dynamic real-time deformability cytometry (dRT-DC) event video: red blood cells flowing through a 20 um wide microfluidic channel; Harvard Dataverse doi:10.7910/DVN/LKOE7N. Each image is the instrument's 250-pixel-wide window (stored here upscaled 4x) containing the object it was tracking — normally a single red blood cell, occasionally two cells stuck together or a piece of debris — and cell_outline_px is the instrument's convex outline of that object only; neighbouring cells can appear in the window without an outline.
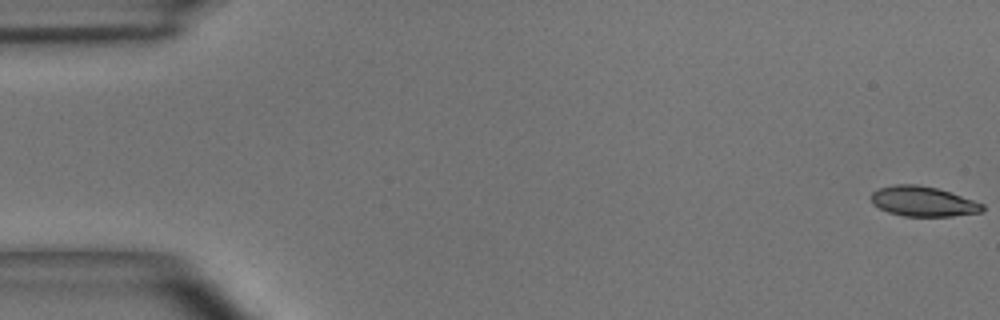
{"species": "common noctule bat (a hibernating species)", "species_latin": "Nyctalus noctula", "temperature_condition": "room temperature", "stored_images_in_passage": 5, "camera_frame_rate_fps": 3000, "um_per_image_px": 0.085, "animal": {"sex": "male", "body_mass_g": 15.6}, "frame": {"image": 1, "passage_image": 1, "time_ms": 0.0, "image_size_px": [1000, 320], "cell_outline_px": [[984, 212], [952, 216], [904, 216], [888, 212], [872, 204], [868, 196], [872, 192], [880, 188], [896, 184], [916, 184], [936, 188], [984, 204]], "centroid_in_image_um": [78.42, 17.13], "position_along_channel_um": 6.6, "area_um2": 19.42}}
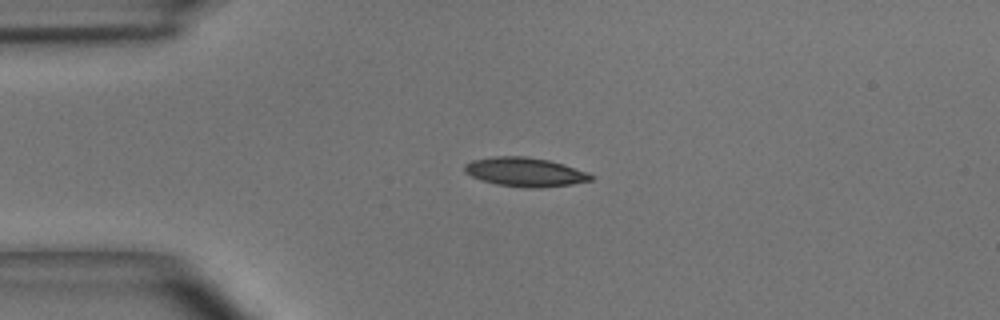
{"frame": {"image": 2, "passage_image": 4, "time_ms": 1.0, "image_size_px": [1000, 320], "cell_outline_px": [[592, 180], [572, 184], [540, 188], [524, 188], [496, 184], [472, 176], [464, 172], [464, 164], [472, 160], [496, 156], [524, 156], [548, 160], [584, 172], [592, 176]], "centroid_in_image_um": [44.56, 14.63], "position_along_channel_um": 40.4, "area_um2": 20.98}}